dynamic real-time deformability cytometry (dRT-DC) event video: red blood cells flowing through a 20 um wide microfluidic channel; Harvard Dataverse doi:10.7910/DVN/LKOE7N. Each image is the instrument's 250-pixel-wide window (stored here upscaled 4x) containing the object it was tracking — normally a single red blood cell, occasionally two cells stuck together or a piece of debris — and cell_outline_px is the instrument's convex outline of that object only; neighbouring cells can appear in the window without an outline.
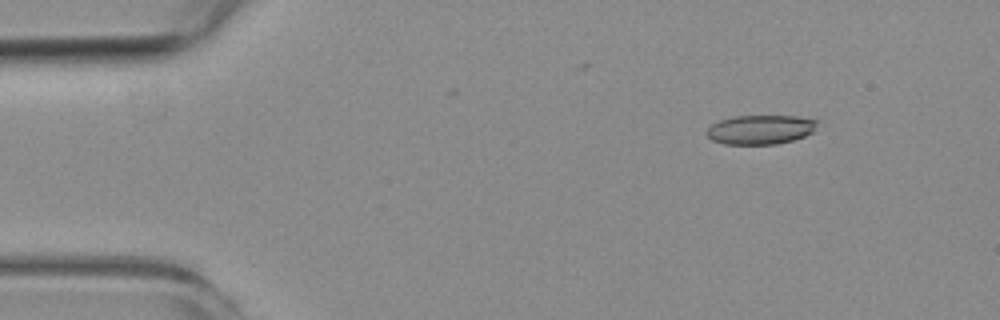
{"species": "common noctule bat (a hibernating species)", "species_latin": "Nyctalus noctula", "temperature_condition": "room temperature", "stored_images_in_passage": 5, "camera_frame_rate_fps": 3000, "um_per_image_px": 0.085, "animal": {"sex": "female", "body_mass_g": 19.3, "forearm_length_mm": 54.1}, "frame": {"image": 1, "passage_image": 2, "time_ms": 1.333, "image_size_px": [1000, 320], "cell_outline_px": [[820, 120], [812, 132], [804, 136], [792, 140], [776, 144], [724, 144], [712, 140], [704, 132], [712, 124], [720, 120], [732, 116], [796, 116]], "centroid_in_image_um": [64.63, 11.01], "position_along_channel_um": 20.4, "area_um2": 18.9}}
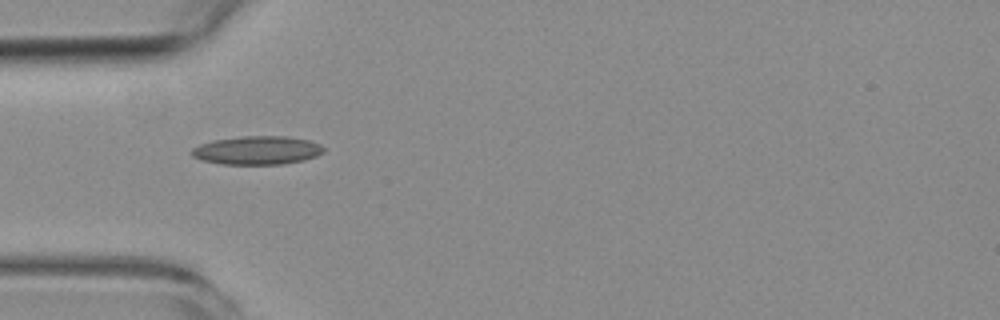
{"frame": {"image": 2, "passage_image": 5, "time_ms": 4.667, "image_size_px": [1000, 320], "cell_outline_px": [[324, 152], [316, 156], [304, 160], [284, 164], [220, 164], [200, 160], [192, 156], [192, 148], [200, 144], [212, 140], [244, 136], [284, 136], [308, 140], [320, 144], [324, 148]], "centroid_in_image_um": [21.85, 12.78], "position_along_channel_um": 63.2, "area_um2": 21.96}}